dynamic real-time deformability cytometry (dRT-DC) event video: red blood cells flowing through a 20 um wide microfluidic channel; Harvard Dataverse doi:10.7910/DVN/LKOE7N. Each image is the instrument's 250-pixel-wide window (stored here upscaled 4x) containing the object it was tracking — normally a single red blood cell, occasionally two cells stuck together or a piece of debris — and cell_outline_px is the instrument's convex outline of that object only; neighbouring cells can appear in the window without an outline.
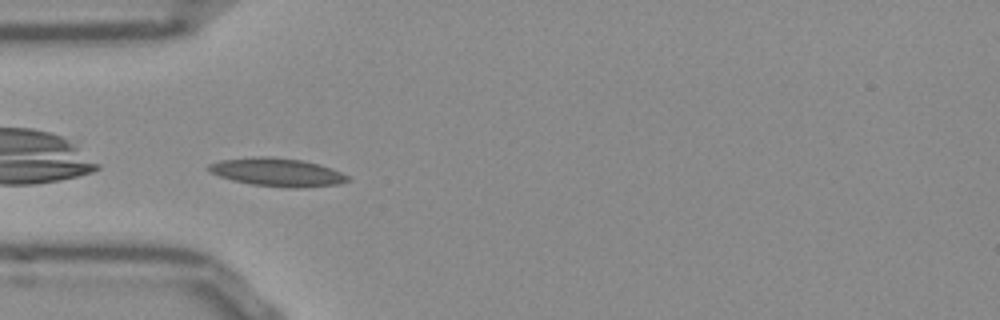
{"species": "Egyptian fruit bat (a non-hibernating species)", "species_latin": "Rousettus aegyptiacus", "temperature_condition": "room temperature", "stored_images_in_passage": 38, "camera_frame_rate_fps": 3000, "um_per_image_px": 0.085, "frame": {"image": 1, "passage_image": 1, "time_ms": 0.0, "image_size_px": [1000, 320], "cell_outline_px": [[348, 180], [336, 184], [296, 188], [288, 188], [252, 184], [232, 180], [208, 172], [208, 164], [220, 160], [256, 156], [268, 156], [300, 160], [332, 168], [348, 176]], "centroid_in_image_um": [23.5, 14.63], "position_along_channel_um": 61.5, "area_um2": 22.6}}
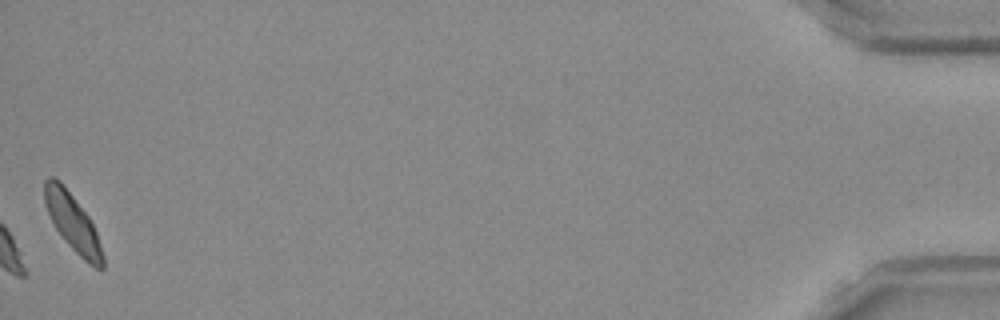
{"frame": {"image": 2, "passage_image": 38, "time_ms": 12.333, "image_size_px": [1000, 320], "cell_outline_px": [[104, 268], [96, 268], [88, 264], [68, 244], [56, 228], [44, 204], [44, 180], [48, 176], [52, 176], [60, 180], [88, 216], [96, 232], [104, 256]], "centroid_in_image_um": [6.17, 18.9], "position_along_channel_um": 429.0, "area_um2": 19.13}, "authors_computed_cell_mechanics": {"area_um2": 19.3052, "velocity_mm_per_s": 3.7966, "shape_relaxation_time_tau1_ms": null, "shape_relaxation_time_tau2_ms": 1.9523, "deformation_change_tau1": null, "deformation_change_tau2": 0.0611}}